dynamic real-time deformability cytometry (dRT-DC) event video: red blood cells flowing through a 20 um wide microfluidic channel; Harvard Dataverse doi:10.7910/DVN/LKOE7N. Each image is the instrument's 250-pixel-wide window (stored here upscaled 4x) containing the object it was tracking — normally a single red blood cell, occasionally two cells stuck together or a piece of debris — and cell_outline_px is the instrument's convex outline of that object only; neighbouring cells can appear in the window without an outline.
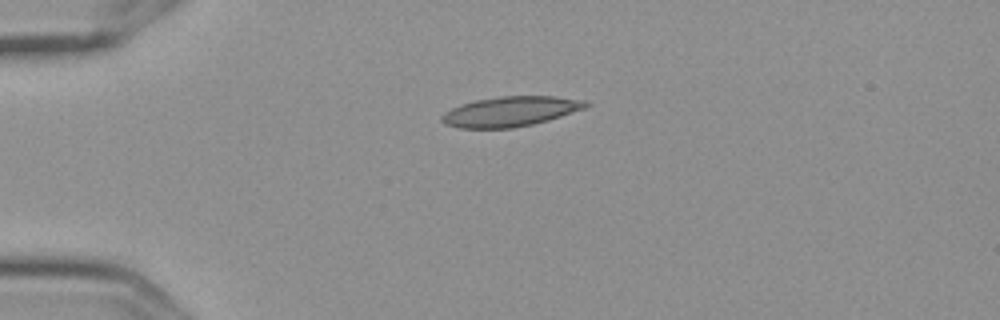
{"species": "Egyptian fruit bat (a non-hibernating species)", "species_latin": "Rousettus aegyptiacus", "temperature_condition": "cold", "stored_images_in_passage": 12, "camera_frame_rate_fps": 3000, "um_per_image_px": 0.085, "frame": {"image": 1, "passage_image": 1, "time_ms": 0.0, "image_size_px": [1000, 320], "cell_outline_px": [[592, 104], [584, 108], [548, 120], [532, 124], [512, 128], [460, 128], [444, 124], [440, 120], [440, 116], [444, 112], [460, 104], [476, 100], [500, 96], [552, 96], [584, 100]], "centroid_in_image_um": [43.34, 9.47], "position_along_channel_um": 41.7, "area_um2": 25.09}}
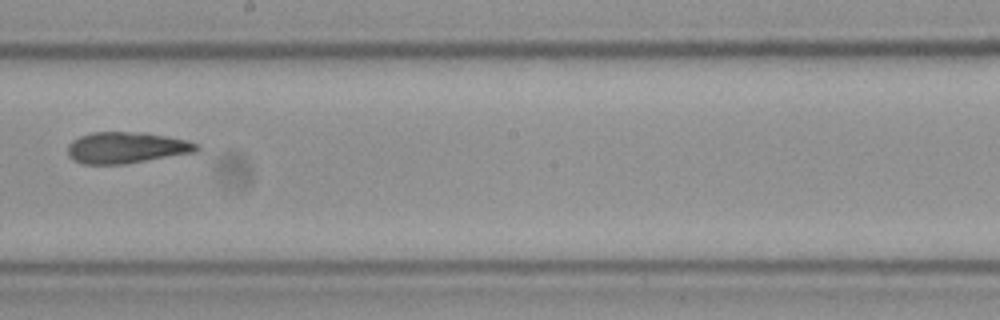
{"frame": {"image": 2, "passage_image": 6, "time_ms": 1.667, "image_size_px": [1000, 320], "cell_outline_px": [[200, 148], [196, 152], [124, 164], [84, 164], [72, 160], [68, 156], [68, 144], [72, 140], [80, 136], [92, 132], [144, 132], [188, 140], [200, 144]], "centroid_in_image_um": [10.75, 12.55], "position_along_channel_um": 237.4, "area_um2": 23.7}}
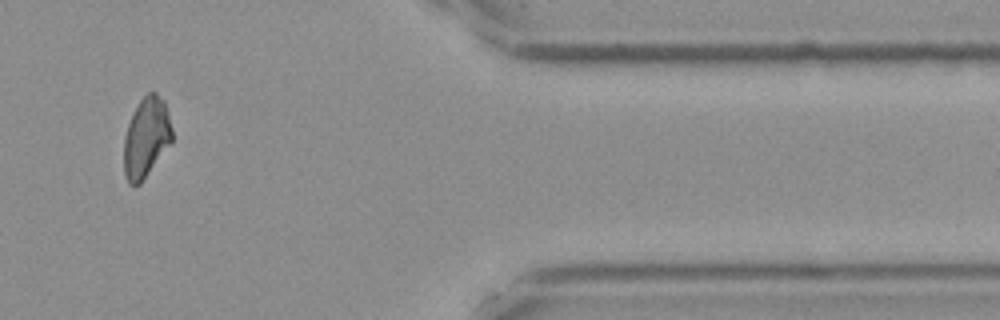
{"frame": {"image": 3, "passage_image": 10, "time_ms": 3.0, "image_size_px": [1000, 320], "cell_outline_px": [[172, 144], [140, 184], [128, 184], [124, 176], [124, 136], [128, 124], [140, 100], [148, 92], [156, 92], [164, 100], [172, 128]], "centroid_in_image_um": [12.44, 11.72], "position_along_channel_um": 399.0, "area_um2": 22.6}}